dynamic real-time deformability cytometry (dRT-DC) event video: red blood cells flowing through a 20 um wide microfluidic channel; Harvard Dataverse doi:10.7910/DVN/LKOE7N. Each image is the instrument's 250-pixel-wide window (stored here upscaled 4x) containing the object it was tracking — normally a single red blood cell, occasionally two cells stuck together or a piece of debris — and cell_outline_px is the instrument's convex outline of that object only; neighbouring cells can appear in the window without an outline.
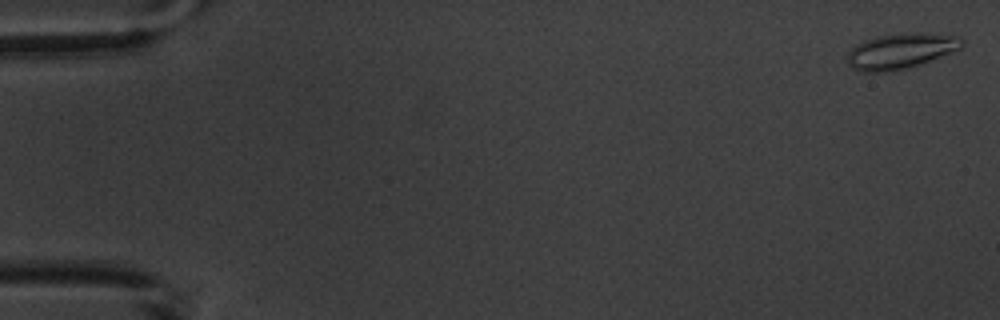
{"species": "common noctule bat (a hibernating species)", "species_latin": "Nyctalus noctula", "temperature_condition": "warm", "stored_images_in_passage": 11, "camera_frame_rate_fps": 3000, "um_per_image_px": 0.085, "animal": {"sex": "male", "body_mass_g": 20.1, "forearm_length_mm": 53.5}, "frame": {"image": 1, "passage_image": 1, "time_ms": 0.0, "image_size_px": [1000, 320], "cell_outline_px": [[964, 44], [960, 48], [920, 64], [908, 68], [884, 72], [860, 72], [852, 68], [848, 64], [844, 56], [856, 44], [864, 40], [876, 36], [908, 32], [956, 36], [964, 40]], "centroid_in_image_um": [76.47, 4.34], "position_along_channel_um": 8.5, "area_um2": 23.64}}
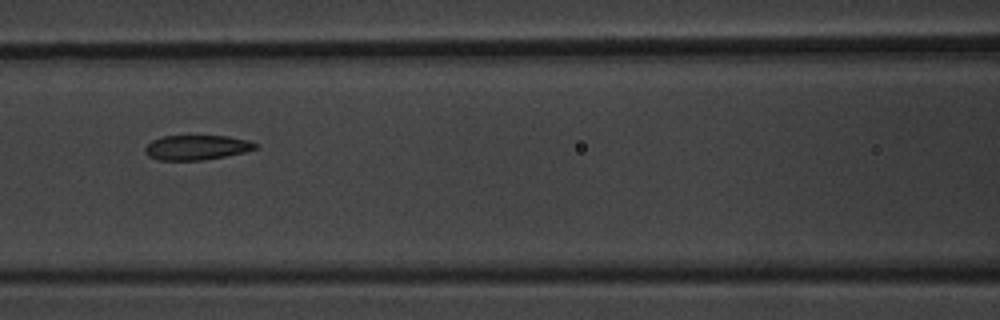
{"frame": {"image": 2, "passage_image": 7, "time_ms": 8.0, "image_size_px": [1000, 320], "cell_outline_px": [[260, 148], [244, 152], [204, 160], [160, 160], [148, 156], [144, 152], [144, 148], [152, 140], [160, 136], [228, 136], [248, 140], [256, 144]], "centroid_in_image_um": [16.7, 12.53], "position_along_channel_um": 149.9, "area_um2": 15.95}}
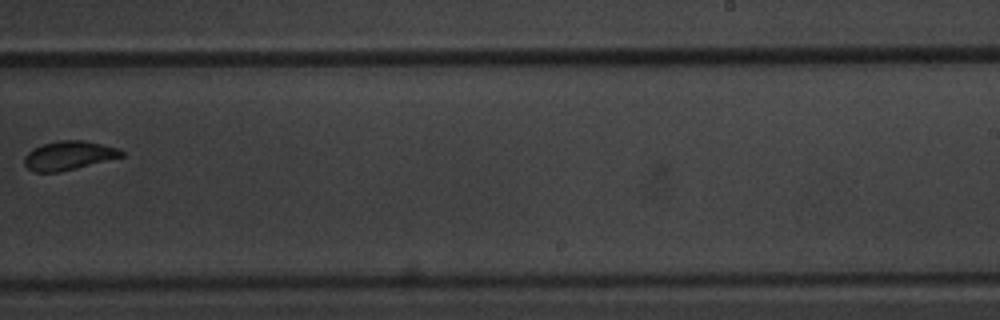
{"frame": {"image": 3, "passage_image": 10, "time_ms": 11.667, "image_size_px": [1000, 320], "cell_outline_px": [[124, 156], [56, 172], [32, 172], [24, 164], [24, 156], [32, 148], [44, 144], [60, 140], [84, 140], [116, 148], [124, 152]], "centroid_in_image_um": [5.78, 13.21], "position_along_channel_um": 283.2, "area_um2": 16.01}}